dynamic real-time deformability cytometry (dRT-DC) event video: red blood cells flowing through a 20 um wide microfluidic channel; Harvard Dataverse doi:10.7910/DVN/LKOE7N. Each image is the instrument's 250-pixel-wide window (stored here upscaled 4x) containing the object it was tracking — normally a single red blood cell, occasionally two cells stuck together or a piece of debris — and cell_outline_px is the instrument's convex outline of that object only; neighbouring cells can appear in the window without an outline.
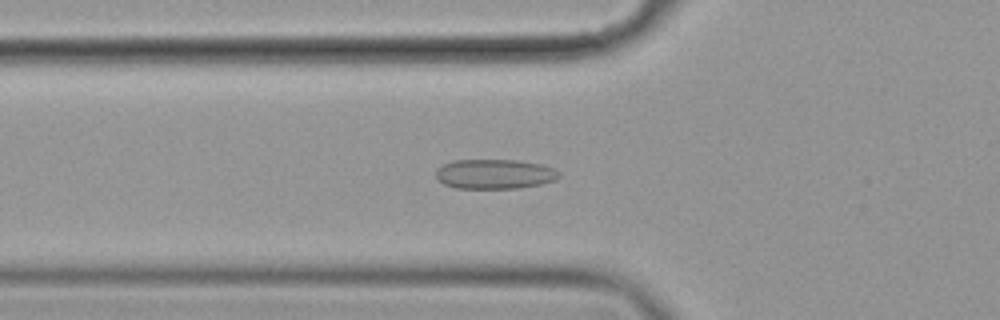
{"species": "common noctule bat (a hibernating species)", "species_latin": "Nyctalus noctula", "temperature_condition": "cold", "stored_images_in_passage": 58, "camera_frame_rate_fps": 3000, "um_per_image_px": 0.085, "animal": {"sex": "female", "body_mass_g": 19.9}, "frame": {"image": 1, "passage_image": 21, "time_ms": 6.667, "image_size_px": [1000, 320], "cell_outline_px": [[560, 176], [556, 180], [540, 184], [516, 188], [456, 188], [444, 184], [436, 176], [436, 168], [452, 160], [516, 160], [540, 164], [552, 168], [560, 172]], "centroid_in_image_um": [42.04, 14.79], "position_along_channel_um": 83.8, "area_um2": 21.21}}
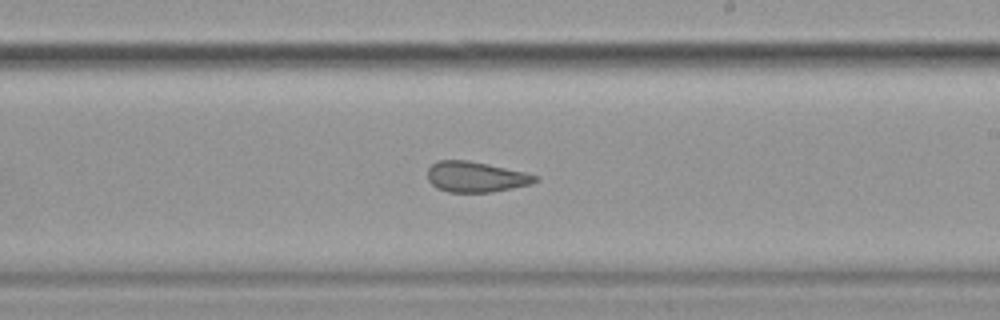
{"frame": {"image": 2, "passage_image": 35, "time_ms": 11.333, "image_size_px": [1000, 320], "cell_outline_px": [[540, 180], [532, 184], [492, 192], [448, 192], [436, 188], [428, 180], [428, 168], [436, 160], [468, 160], [488, 164], [524, 172], [540, 176]], "centroid_in_image_um": [40.46, 15.03], "position_along_channel_um": 248.5, "area_um2": 19.31}}
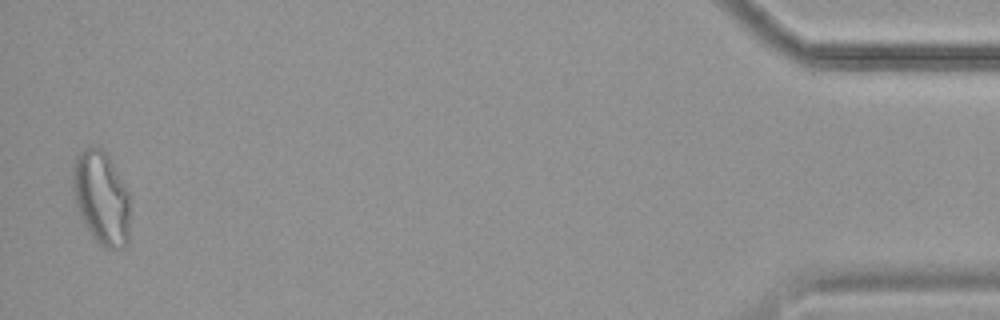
{"frame": {"image": 3, "passage_image": 57, "time_ms": 18.667, "image_size_px": [1000, 320], "cell_outline_px": [[132, 196], [128, 244], [124, 248], [104, 248], [92, 236], [80, 216], [76, 204], [72, 188], [72, 164], [76, 156], [84, 148], [100, 148], [108, 156]], "centroid_in_image_um": [8.65, 16.84], "position_along_channel_um": 426.5, "area_um2": 31.79}, "authors_computed_cell_mechanics": {"area_um2": 23.12, "velocity_mm_per_s": 3.5274, "shape_relaxation_time_tau1_ms": null, "shape_relaxation_time_tau2_ms": 2.7557, "deformation_change_tau1": null, "deformation_change_tau2": 0.0832}}